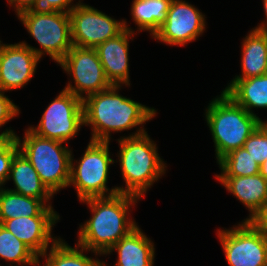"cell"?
<instances>
[{
  "label": "cell",
  "mask_w": 267,
  "mask_h": 266,
  "mask_svg": "<svg viewBox=\"0 0 267 266\" xmlns=\"http://www.w3.org/2000/svg\"><path fill=\"white\" fill-rule=\"evenodd\" d=\"M127 87L131 88L112 85L83 100L84 127L91 129L90 141L113 142L112 134L124 131L129 134L124 133L120 138L143 134L147 130L146 123L157 116L156 108L123 96L120 92ZM131 129L133 132H129Z\"/></svg>",
  "instance_id": "obj_1"
},
{
  "label": "cell",
  "mask_w": 267,
  "mask_h": 266,
  "mask_svg": "<svg viewBox=\"0 0 267 266\" xmlns=\"http://www.w3.org/2000/svg\"><path fill=\"white\" fill-rule=\"evenodd\" d=\"M140 201L141 199L134 195L118 193L79 202L87 205L86 209L91 215L79 224L76 244L104 256L114 244L138 225L132 213Z\"/></svg>",
  "instance_id": "obj_2"
},
{
  "label": "cell",
  "mask_w": 267,
  "mask_h": 266,
  "mask_svg": "<svg viewBox=\"0 0 267 266\" xmlns=\"http://www.w3.org/2000/svg\"><path fill=\"white\" fill-rule=\"evenodd\" d=\"M148 131L133 137L116 140L119 150L115 163H118L124 185H117L118 192L145 198L148 191L168 172L167 161L158 153V144Z\"/></svg>",
  "instance_id": "obj_3"
},
{
  "label": "cell",
  "mask_w": 267,
  "mask_h": 266,
  "mask_svg": "<svg viewBox=\"0 0 267 266\" xmlns=\"http://www.w3.org/2000/svg\"><path fill=\"white\" fill-rule=\"evenodd\" d=\"M204 108L203 117L214 142L216 163L244 142L262 121L238 105L221 90Z\"/></svg>",
  "instance_id": "obj_4"
},
{
  "label": "cell",
  "mask_w": 267,
  "mask_h": 266,
  "mask_svg": "<svg viewBox=\"0 0 267 266\" xmlns=\"http://www.w3.org/2000/svg\"><path fill=\"white\" fill-rule=\"evenodd\" d=\"M23 131L24 136L15 135L19 151L32 164L41 181L57 196L69 186L72 147L40 137L28 127Z\"/></svg>",
  "instance_id": "obj_5"
},
{
  "label": "cell",
  "mask_w": 267,
  "mask_h": 266,
  "mask_svg": "<svg viewBox=\"0 0 267 266\" xmlns=\"http://www.w3.org/2000/svg\"><path fill=\"white\" fill-rule=\"evenodd\" d=\"M111 142L90 141L81 157L71 153L69 186L76 191L79 202L89 198L109 197L118 194L117 185L108 187L111 166H116L110 152Z\"/></svg>",
  "instance_id": "obj_6"
},
{
  "label": "cell",
  "mask_w": 267,
  "mask_h": 266,
  "mask_svg": "<svg viewBox=\"0 0 267 266\" xmlns=\"http://www.w3.org/2000/svg\"><path fill=\"white\" fill-rule=\"evenodd\" d=\"M16 17L39 47H34L25 40L20 42L29 47L41 60L49 56L57 65L72 48L69 13L55 11L50 14H39L26 10Z\"/></svg>",
  "instance_id": "obj_7"
},
{
  "label": "cell",
  "mask_w": 267,
  "mask_h": 266,
  "mask_svg": "<svg viewBox=\"0 0 267 266\" xmlns=\"http://www.w3.org/2000/svg\"><path fill=\"white\" fill-rule=\"evenodd\" d=\"M84 126L83 100L62 89L43 111L39 122L27 125L36 135L70 144Z\"/></svg>",
  "instance_id": "obj_8"
},
{
  "label": "cell",
  "mask_w": 267,
  "mask_h": 266,
  "mask_svg": "<svg viewBox=\"0 0 267 266\" xmlns=\"http://www.w3.org/2000/svg\"><path fill=\"white\" fill-rule=\"evenodd\" d=\"M57 65L67 75L68 82L63 89L82 100L112 86L95 48L72 46Z\"/></svg>",
  "instance_id": "obj_9"
},
{
  "label": "cell",
  "mask_w": 267,
  "mask_h": 266,
  "mask_svg": "<svg viewBox=\"0 0 267 266\" xmlns=\"http://www.w3.org/2000/svg\"><path fill=\"white\" fill-rule=\"evenodd\" d=\"M215 233L228 266H267V235L248 221L218 227Z\"/></svg>",
  "instance_id": "obj_10"
},
{
  "label": "cell",
  "mask_w": 267,
  "mask_h": 266,
  "mask_svg": "<svg viewBox=\"0 0 267 266\" xmlns=\"http://www.w3.org/2000/svg\"><path fill=\"white\" fill-rule=\"evenodd\" d=\"M206 18L191 2L172 0L164 22L151 39L171 47H187L207 31Z\"/></svg>",
  "instance_id": "obj_11"
},
{
  "label": "cell",
  "mask_w": 267,
  "mask_h": 266,
  "mask_svg": "<svg viewBox=\"0 0 267 266\" xmlns=\"http://www.w3.org/2000/svg\"><path fill=\"white\" fill-rule=\"evenodd\" d=\"M73 46L96 48L108 39L116 37L124 28V19L114 16L80 1L70 12Z\"/></svg>",
  "instance_id": "obj_12"
},
{
  "label": "cell",
  "mask_w": 267,
  "mask_h": 266,
  "mask_svg": "<svg viewBox=\"0 0 267 266\" xmlns=\"http://www.w3.org/2000/svg\"><path fill=\"white\" fill-rule=\"evenodd\" d=\"M41 59L20 41L0 47V91L25 88L36 74Z\"/></svg>",
  "instance_id": "obj_13"
},
{
  "label": "cell",
  "mask_w": 267,
  "mask_h": 266,
  "mask_svg": "<svg viewBox=\"0 0 267 266\" xmlns=\"http://www.w3.org/2000/svg\"><path fill=\"white\" fill-rule=\"evenodd\" d=\"M137 35L139 34L124 29L116 37L106 40L95 48L111 85H132L130 81L131 70H129V47Z\"/></svg>",
  "instance_id": "obj_14"
},
{
  "label": "cell",
  "mask_w": 267,
  "mask_h": 266,
  "mask_svg": "<svg viewBox=\"0 0 267 266\" xmlns=\"http://www.w3.org/2000/svg\"><path fill=\"white\" fill-rule=\"evenodd\" d=\"M60 218V216H21L5 220L1 225L40 257L61 237L53 233Z\"/></svg>",
  "instance_id": "obj_15"
},
{
  "label": "cell",
  "mask_w": 267,
  "mask_h": 266,
  "mask_svg": "<svg viewBox=\"0 0 267 266\" xmlns=\"http://www.w3.org/2000/svg\"><path fill=\"white\" fill-rule=\"evenodd\" d=\"M155 242L137 225L126 236L114 244L103 257L116 253L113 266H154ZM104 266H111L104 260Z\"/></svg>",
  "instance_id": "obj_16"
},
{
  "label": "cell",
  "mask_w": 267,
  "mask_h": 266,
  "mask_svg": "<svg viewBox=\"0 0 267 266\" xmlns=\"http://www.w3.org/2000/svg\"><path fill=\"white\" fill-rule=\"evenodd\" d=\"M13 182L14 188L7 189L24 196L42 199L48 206H54V194L41 181L28 159L19 151L13 158L6 185Z\"/></svg>",
  "instance_id": "obj_17"
},
{
  "label": "cell",
  "mask_w": 267,
  "mask_h": 266,
  "mask_svg": "<svg viewBox=\"0 0 267 266\" xmlns=\"http://www.w3.org/2000/svg\"><path fill=\"white\" fill-rule=\"evenodd\" d=\"M228 193L234 196L249 212L247 221L267 199V180L260 174L239 177H215Z\"/></svg>",
  "instance_id": "obj_18"
},
{
  "label": "cell",
  "mask_w": 267,
  "mask_h": 266,
  "mask_svg": "<svg viewBox=\"0 0 267 266\" xmlns=\"http://www.w3.org/2000/svg\"><path fill=\"white\" fill-rule=\"evenodd\" d=\"M222 89L248 113L257 116L262 122L267 120L255 113L260 109L267 111V74L247 79H231ZM266 120V121H265Z\"/></svg>",
  "instance_id": "obj_19"
},
{
  "label": "cell",
  "mask_w": 267,
  "mask_h": 266,
  "mask_svg": "<svg viewBox=\"0 0 267 266\" xmlns=\"http://www.w3.org/2000/svg\"><path fill=\"white\" fill-rule=\"evenodd\" d=\"M240 43V72L232 79H247L267 74V33L250 28Z\"/></svg>",
  "instance_id": "obj_20"
},
{
  "label": "cell",
  "mask_w": 267,
  "mask_h": 266,
  "mask_svg": "<svg viewBox=\"0 0 267 266\" xmlns=\"http://www.w3.org/2000/svg\"><path fill=\"white\" fill-rule=\"evenodd\" d=\"M88 253H91V256ZM102 257L103 255L82 248L76 243L74 247L70 246L60 237L39 257L38 266H104Z\"/></svg>",
  "instance_id": "obj_21"
},
{
  "label": "cell",
  "mask_w": 267,
  "mask_h": 266,
  "mask_svg": "<svg viewBox=\"0 0 267 266\" xmlns=\"http://www.w3.org/2000/svg\"><path fill=\"white\" fill-rule=\"evenodd\" d=\"M60 216L54 206H48L42 199H36L0 188V224L17 217Z\"/></svg>",
  "instance_id": "obj_22"
},
{
  "label": "cell",
  "mask_w": 267,
  "mask_h": 266,
  "mask_svg": "<svg viewBox=\"0 0 267 266\" xmlns=\"http://www.w3.org/2000/svg\"><path fill=\"white\" fill-rule=\"evenodd\" d=\"M172 0H132L130 16L135 24V29L131 27V22L124 18V28L134 33H149L152 37L165 20Z\"/></svg>",
  "instance_id": "obj_23"
},
{
  "label": "cell",
  "mask_w": 267,
  "mask_h": 266,
  "mask_svg": "<svg viewBox=\"0 0 267 266\" xmlns=\"http://www.w3.org/2000/svg\"><path fill=\"white\" fill-rule=\"evenodd\" d=\"M1 260L8 266H38L39 257L25 243L0 224Z\"/></svg>",
  "instance_id": "obj_24"
},
{
  "label": "cell",
  "mask_w": 267,
  "mask_h": 266,
  "mask_svg": "<svg viewBox=\"0 0 267 266\" xmlns=\"http://www.w3.org/2000/svg\"><path fill=\"white\" fill-rule=\"evenodd\" d=\"M217 165L220 173H214V177L257 175L260 167L244 147L230 151L217 162Z\"/></svg>",
  "instance_id": "obj_25"
},
{
  "label": "cell",
  "mask_w": 267,
  "mask_h": 266,
  "mask_svg": "<svg viewBox=\"0 0 267 266\" xmlns=\"http://www.w3.org/2000/svg\"><path fill=\"white\" fill-rule=\"evenodd\" d=\"M18 152L19 146L15 136H0V188L5 187L12 160Z\"/></svg>",
  "instance_id": "obj_26"
},
{
  "label": "cell",
  "mask_w": 267,
  "mask_h": 266,
  "mask_svg": "<svg viewBox=\"0 0 267 266\" xmlns=\"http://www.w3.org/2000/svg\"><path fill=\"white\" fill-rule=\"evenodd\" d=\"M243 147L261 165L267 160V122H262L244 142Z\"/></svg>",
  "instance_id": "obj_27"
},
{
  "label": "cell",
  "mask_w": 267,
  "mask_h": 266,
  "mask_svg": "<svg viewBox=\"0 0 267 266\" xmlns=\"http://www.w3.org/2000/svg\"><path fill=\"white\" fill-rule=\"evenodd\" d=\"M21 108L4 91H0V136L12 135L15 136L17 132L12 127H6L11 120L18 118L21 114ZM4 127H6L4 129Z\"/></svg>",
  "instance_id": "obj_28"
},
{
  "label": "cell",
  "mask_w": 267,
  "mask_h": 266,
  "mask_svg": "<svg viewBox=\"0 0 267 266\" xmlns=\"http://www.w3.org/2000/svg\"><path fill=\"white\" fill-rule=\"evenodd\" d=\"M80 1L81 0H36L30 8V11L39 14H50L55 11L69 13Z\"/></svg>",
  "instance_id": "obj_29"
},
{
  "label": "cell",
  "mask_w": 267,
  "mask_h": 266,
  "mask_svg": "<svg viewBox=\"0 0 267 266\" xmlns=\"http://www.w3.org/2000/svg\"><path fill=\"white\" fill-rule=\"evenodd\" d=\"M256 230L267 235V199L260 208L247 220Z\"/></svg>",
  "instance_id": "obj_30"
},
{
  "label": "cell",
  "mask_w": 267,
  "mask_h": 266,
  "mask_svg": "<svg viewBox=\"0 0 267 266\" xmlns=\"http://www.w3.org/2000/svg\"><path fill=\"white\" fill-rule=\"evenodd\" d=\"M6 2V6H9V10L13 8L14 10L12 9V11H14L15 15L17 16L23 11L30 10L36 0H6Z\"/></svg>",
  "instance_id": "obj_31"
},
{
  "label": "cell",
  "mask_w": 267,
  "mask_h": 266,
  "mask_svg": "<svg viewBox=\"0 0 267 266\" xmlns=\"http://www.w3.org/2000/svg\"><path fill=\"white\" fill-rule=\"evenodd\" d=\"M263 5V11H264V18L263 21L261 20V23H258L257 26L253 27L256 30L262 31L264 33H267V0H262Z\"/></svg>",
  "instance_id": "obj_32"
},
{
  "label": "cell",
  "mask_w": 267,
  "mask_h": 266,
  "mask_svg": "<svg viewBox=\"0 0 267 266\" xmlns=\"http://www.w3.org/2000/svg\"><path fill=\"white\" fill-rule=\"evenodd\" d=\"M259 174L267 180V160H265L259 167Z\"/></svg>",
  "instance_id": "obj_33"
},
{
  "label": "cell",
  "mask_w": 267,
  "mask_h": 266,
  "mask_svg": "<svg viewBox=\"0 0 267 266\" xmlns=\"http://www.w3.org/2000/svg\"><path fill=\"white\" fill-rule=\"evenodd\" d=\"M2 44H3V40H1V38H0V47H1Z\"/></svg>",
  "instance_id": "obj_34"
}]
</instances>
